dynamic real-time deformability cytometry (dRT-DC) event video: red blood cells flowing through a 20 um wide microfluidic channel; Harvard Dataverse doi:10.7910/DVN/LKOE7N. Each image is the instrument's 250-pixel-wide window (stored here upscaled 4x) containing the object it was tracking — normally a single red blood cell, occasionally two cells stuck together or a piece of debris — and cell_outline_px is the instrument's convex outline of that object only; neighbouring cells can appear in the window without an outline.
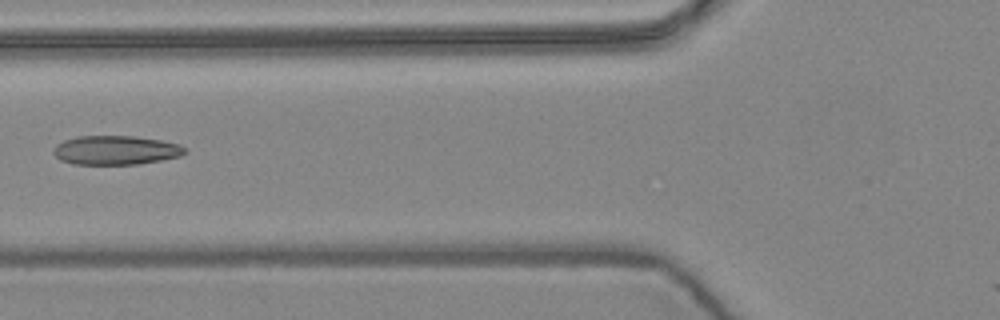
{"species": "common noctule bat (a hibernating species)", "species_latin": "Nyctalus noctula", "temperature_condition": "warm", "stored_images_in_passage": 5, "camera_frame_rate_fps": 3000, "um_per_image_px": 0.085, "animal": {"sex": "female", "body_mass_g": 24.6, "forearm_length_mm": 56.2}, "frame": {"image": 1, "passage_image": 2, "time_ms": 0.333, "image_size_px": [1000, 320], "cell_outline_px": [[184, 152], [180, 156], [160, 160], [136, 164], [72, 164], [60, 160], [52, 152], [56, 144], [64, 140], [76, 136], [136, 136], [160, 140], [180, 144], [184, 148]], "centroid_in_image_um": [9.79, 12.76], "position_along_channel_um": 116.0, "area_um2": 22.2}}
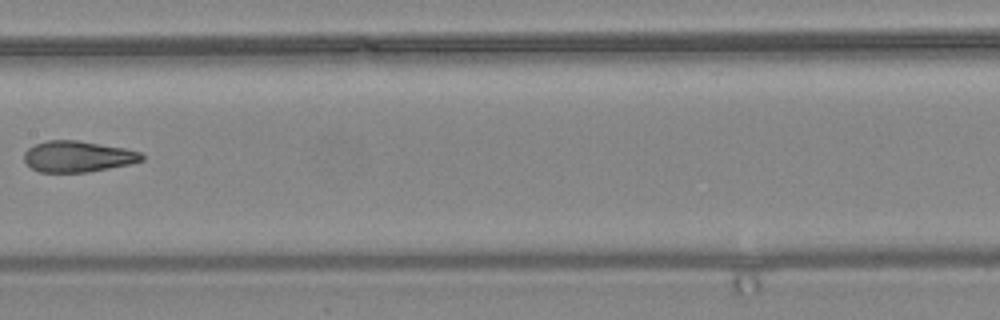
{"frame": {"image": 2, "passage_image": 4, "time_ms": 1.0, "image_size_px": [1000, 320], "cell_outline_px": [[144, 160], [132, 164], [88, 172], [40, 172], [32, 168], [24, 160], [24, 152], [28, 148], [36, 144], [48, 140], [76, 140], [124, 148], [140, 152], [144, 156]], "centroid_in_image_um": [6.63, 13.31], "position_along_channel_um": 200.8, "area_um2": 21.27}}
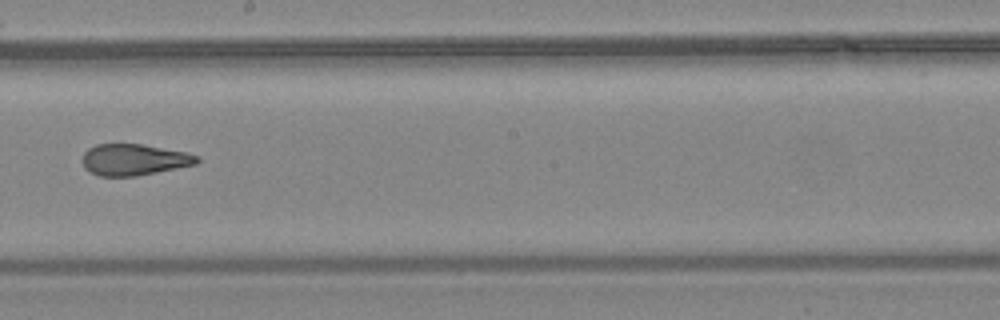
{"frame": {"image": 3, "passage_image": 5, "time_ms": 1.333, "image_size_px": [1000, 320], "cell_outline_px": [[200, 160], [196, 164], [136, 176], [100, 176], [88, 172], [84, 168], [84, 152], [88, 148], [96, 144], [140, 144], [184, 152], [200, 156]], "centroid_in_image_um": [11.37, 13.58], "position_along_channel_um": 236.8, "area_um2": 20.75}}